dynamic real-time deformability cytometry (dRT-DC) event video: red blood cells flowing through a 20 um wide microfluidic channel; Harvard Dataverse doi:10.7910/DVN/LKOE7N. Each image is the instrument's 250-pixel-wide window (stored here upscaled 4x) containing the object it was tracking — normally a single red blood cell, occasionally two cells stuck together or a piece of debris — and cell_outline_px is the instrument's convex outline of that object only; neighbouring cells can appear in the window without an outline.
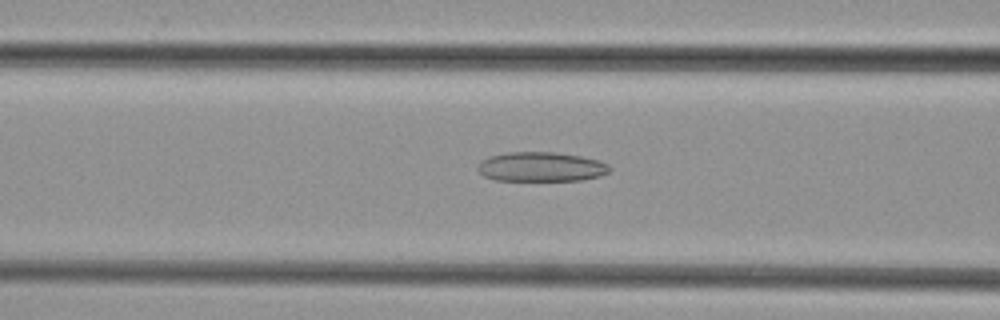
{"species": "common noctule bat (a hibernating species)", "species_latin": "Nyctalus noctula", "temperature_condition": "cold", "stored_images_in_passage": 34, "camera_frame_rate_fps": 3000, "um_per_image_px": 0.085, "animal": {"sex": "female", "body_mass_g": 29.2, "forearm_length_mm": 56.3}, "frame": {"image": 1, "passage_image": 5, "time_ms": 1.333, "image_size_px": [1000, 320], "cell_outline_px": [[612, 168], [608, 172], [600, 176], [580, 180], [496, 180], [484, 176], [476, 168], [480, 160], [488, 156], [508, 152], [552, 152], [580, 156], [596, 160], [608, 164]], "centroid_in_image_um": [45.95, 14.17], "position_along_channel_um": 120.6, "area_um2": 22.6}}
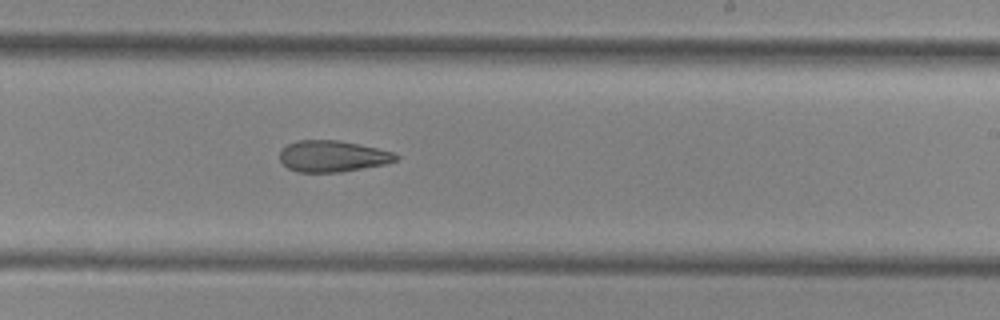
{"frame": {"image": 2, "passage_image": 15, "time_ms": 4.667, "image_size_px": [1000, 320], "cell_outline_px": [[400, 156], [396, 160], [388, 164], [340, 172], [296, 172], [288, 168], [280, 160], [280, 152], [288, 144], [296, 140], [336, 140], [376, 148], [392, 152]], "centroid_in_image_um": [28.27, 13.29], "position_along_channel_um": 260.7, "area_um2": 21.1}}
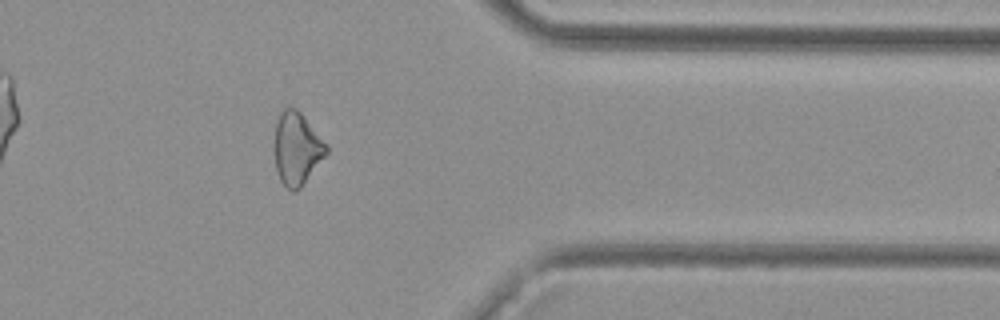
{"frame": {"image": 3, "passage_image": 25, "time_ms": 8.0, "image_size_px": [1000, 320], "cell_outline_px": [[328, 152], [300, 188], [292, 192], [280, 180], [276, 168], [276, 120], [280, 112], [284, 108], [296, 108], [300, 112], [328, 144]], "centroid_in_image_um": [25.26, 12.61], "position_along_channel_um": 386.1, "area_um2": 21.56}}